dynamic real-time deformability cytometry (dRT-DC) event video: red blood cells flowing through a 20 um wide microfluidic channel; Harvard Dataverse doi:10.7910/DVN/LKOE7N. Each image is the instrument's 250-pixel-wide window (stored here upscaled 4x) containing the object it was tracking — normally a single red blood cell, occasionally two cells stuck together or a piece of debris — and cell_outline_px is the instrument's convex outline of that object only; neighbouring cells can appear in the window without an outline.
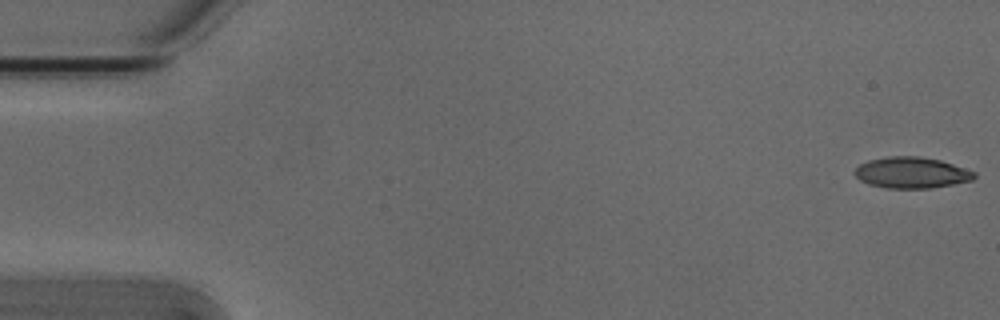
{"species": "Egyptian fruit bat (a non-hibernating species)", "species_latin": "Rousettus aegyptiacus", "temperature_condition": "cold", "stored_images_in_passage": 54, "camera_frame_rate_fps": 3000, "um_per_image_px": 0.085, "animal": {"sex": "male"}, "frame": {"image": 1, "passage_image": 1, "time_ms": 0.0, "image_size_px": [1000, 320], "cell_outline_px": [[976, 176], [972, 180], [932, 188], [888, 188], [868, 184], [860, 180], [852, 172], [860, 164], [868, 160], [888, 156], [920, 156], [940, 160], [976, 172]], "centroid_in_image_um": [77.46, 14.67], "position_along_channel_um": 7.5, "area_um2": 21.68}}
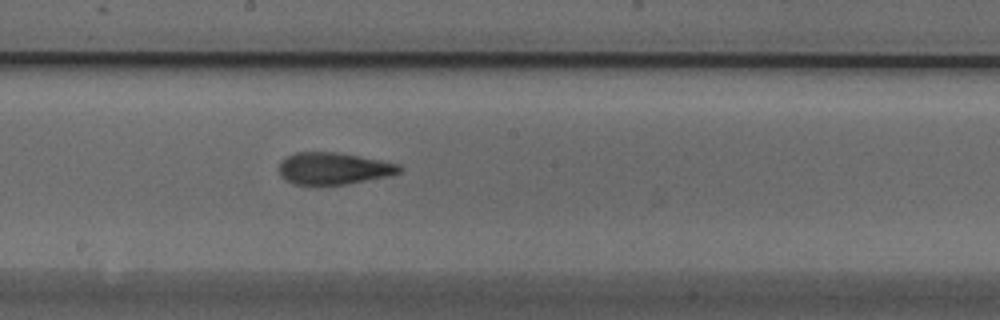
{"frame": {"image": 2, "passage_image": 29, "time_ms": 9.333, "image_size_px": [1000, 320], "cell_outline_px": [[404, 168], [400, 172], [388, 176], [344, 184], [296, 184], [284, 180], [280, 176], [280, 160], [296, 152], [336, 152], [380, 160], [400, 164]], "centroid_in_image_um": [28.35, 14.31], "position_along_channel_um": 219.8, "area_um2": 22.2}}
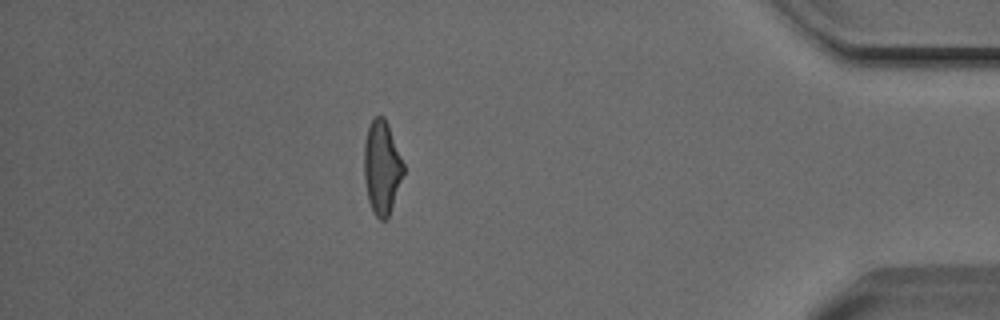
{"frame": {"image": 3, "passage_image": 47, "time_ms": 15.333, "image_size_px": [1000, 320], "cell_outline_px": [[404, 172], [388, 216], [384, 220], [380, 220], [376, 216], [368, 200], [364, 180], [364, 144], [368, 128], [372, 120], [376, 116], [384, 116], [388, 124], [404, 164]], "centroid_in_image_um": [32.44, 14.21], "position_along_channel_um": 402.8, "area_um2": 21.15}, "authors_computed_cell_mechanics": {"area_um2": 22.0218, "velocity_mm_per_s": 3.8155, "shape_relaxation_time_tau1_ms": 5.2602, "shape_relaxation_time_tau2_ms": 2.2999, "deformation_change_tau1": 0.1864, "deformation_change_tau2": 0.1024}}